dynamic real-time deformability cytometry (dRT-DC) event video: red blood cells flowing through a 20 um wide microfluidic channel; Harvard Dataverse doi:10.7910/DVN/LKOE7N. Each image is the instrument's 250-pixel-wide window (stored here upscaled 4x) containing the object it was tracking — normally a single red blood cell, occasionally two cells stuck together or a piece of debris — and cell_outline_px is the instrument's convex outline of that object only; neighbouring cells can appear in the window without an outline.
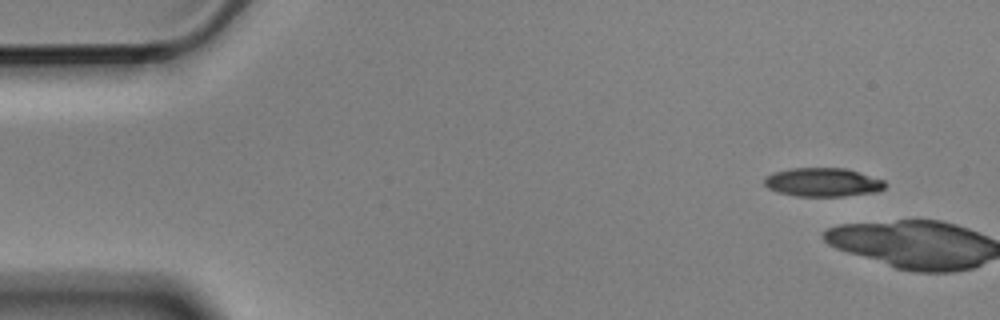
{"species": "Egyptian fruit bat (a non-hibernating species)", "species_latin": "Rousettus aegyptiacus", "temperature_condition": "cold", "stored_images_in_passage": 3, "camera_frame_rate_fps": 3000, "um_per_image_px": 0.085, "animal": {"sex": "male"}, "frame": {"image": 1, "passage_image": 1, "time_ms": 0.0, "image_size_px": [1000, 320], "cell_outline_px": [[888, 184], [884, 188], [876, 192], [844, 196], [796, 196], [776, 192], [768, 188], [764, 184], [764, 176], [772, 172], [792, 168], [848, 168], [884, 180]], "centroid_in_image_um": [69.93, 15.49], "position_along_channel_um": 15.1, "area_um2": 20.46}}